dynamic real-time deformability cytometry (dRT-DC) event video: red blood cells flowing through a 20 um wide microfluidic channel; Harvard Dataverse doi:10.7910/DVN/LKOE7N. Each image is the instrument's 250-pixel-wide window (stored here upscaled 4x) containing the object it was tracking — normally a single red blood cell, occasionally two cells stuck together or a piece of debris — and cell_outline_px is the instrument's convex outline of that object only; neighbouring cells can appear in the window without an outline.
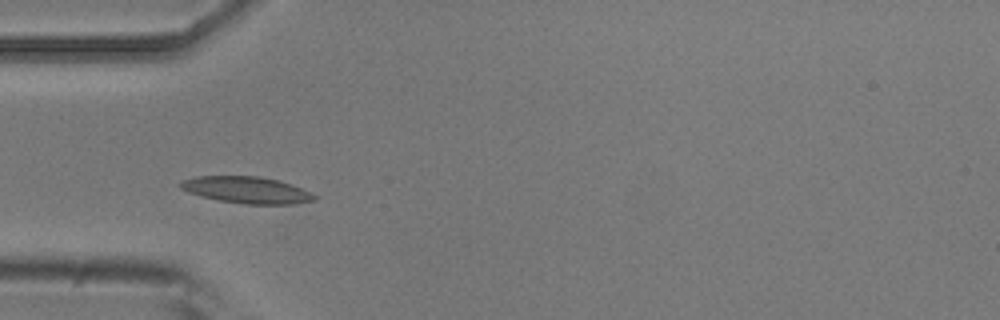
{"species": "common noctule bat (a hibernating species)", "species_latin": "Nyctalus noctula", "temperature_condition": "room temperature", "stored_images_in_passage": 7, "camera_frame_rate_fps": 3000, "um_per_image_px": 0.085, "animal": {"sex": "male", "body_mass_g": 20.5, "forearm_length_mm": 52.5}, "frame": {"image": 1, "passage_image": 4, "time_ms": 3.667, "image_size_px": [1000, 320], "cell_outline_px": [[320, 196], [316, 200], [292, 204], [244, 204], [220, 200], [188, 192], [180, 188], [176, 184], [184, 180], [196, 176], [260, 176], [280, 180], [292, 184]], "centroid_in_image_um": [21.02, 16.14], "position_along_channel_um": 64.0, "area_um2": 20.92}}
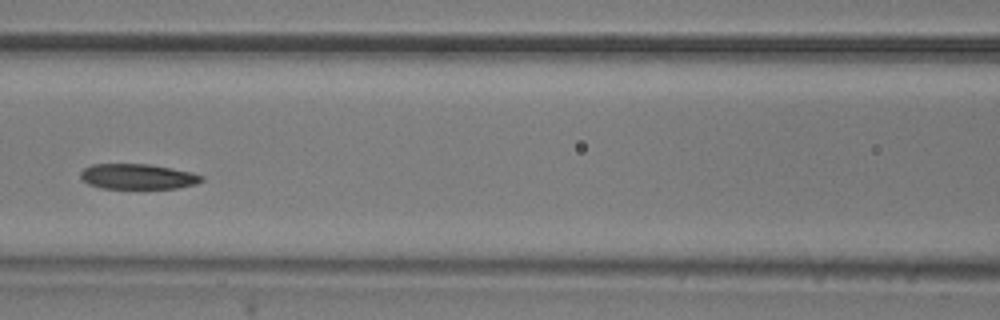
{"frame": {"image": 2, "passage_image": 6, "time_ms": 6.0, "image_size_px": [1000, 320], "cell_outline_px": [[204, 180], [196, 184], [176, 188], [100, 188], [88, 184], [80, 180], [80, 172], [84, 168], [92, 164], [148, 164], [192, 172], [204, 176]], "centroid_in_image_um": [11.68, 15.01], "position_along_channel_um": 154.9, "area_um2": 17.92}}
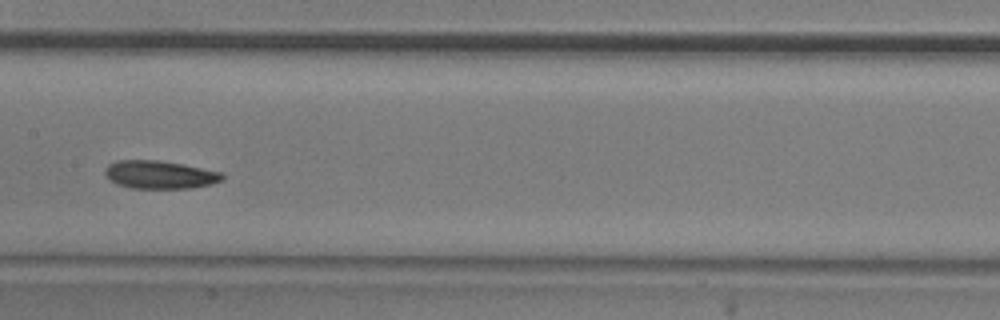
{"frame": {"image": 3, "passage_image": 7, "time_ms": 7.0, "image_size_px": [1000, 320], "cell_outline_px": [[224, 180], [212, 184], [192, 188], [132, 188], [116, 184], [104, 172], [104, 168], [108, 164], [116, 160], [156, 160], [184, 164], [220, 172], [224, 176]], "centroid_in_image_um": [13.59, 14.84], "position_along_channel_um": 193.8, "area_um2": 19.19}}